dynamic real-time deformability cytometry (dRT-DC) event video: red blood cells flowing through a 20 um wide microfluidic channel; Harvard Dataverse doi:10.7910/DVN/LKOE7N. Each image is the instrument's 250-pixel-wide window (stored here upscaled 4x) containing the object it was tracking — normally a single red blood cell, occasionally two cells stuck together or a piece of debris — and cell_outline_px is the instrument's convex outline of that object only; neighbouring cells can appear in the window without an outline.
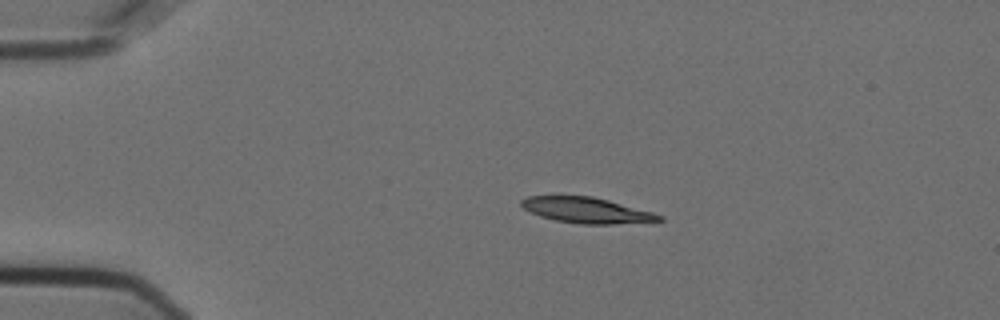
{"species": "Egyptian fruit bat (a non-hibernating species)", "species_latin": "Rousettus aegyptiacus", "temperature_condition": "cold", "stored_images_in_passage": 45, "camera_frame_rate_fps": 3000, "um_per_image_px": 0.085, "animal": {"sex": "female"}, "frame": {"image": 1, "passage_image": 1, "time_ms": 0.0, "image_size_px": [1000, 320], "cell_outline_px": [[664, 220], [612, 224], [580, 224], [556, 220], [540, 216], [524, 208], [520, 204], [520, 200], [528, 196], [592, 196], [608, 200], [652, 212], [664, 216]], "centroid_in_image_um": [49.85, 17.87], "position_along_channel_um": 35.1, "area_um2": 20.35}}
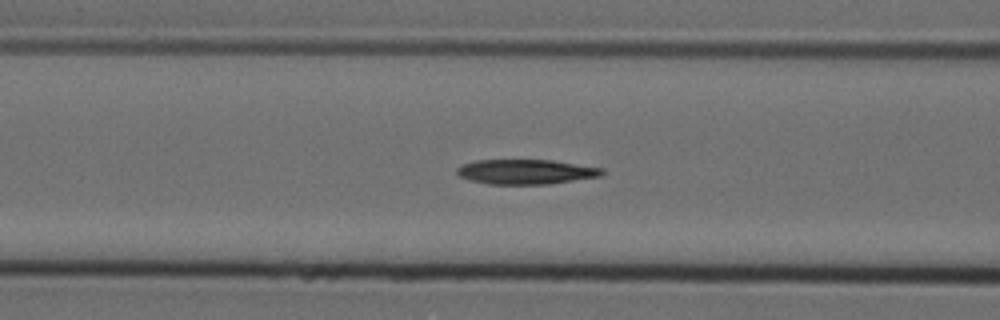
{"frame": {"image": 2, "passage_image": 12, "time_ms": 3.667, "image_size_px": [1000, 320], "cell_outline_px": [[604, 176], [548, 184], [488, 184], [468, 180], [460, 176], [456, 172], [456, 168], [464, 164], [476, 160], [552, 160], [604, 168]], "centroid_in_image_um": [44.73, 14.6], "position_along_channel_um": 121.9, "area_um2": 21.1}}
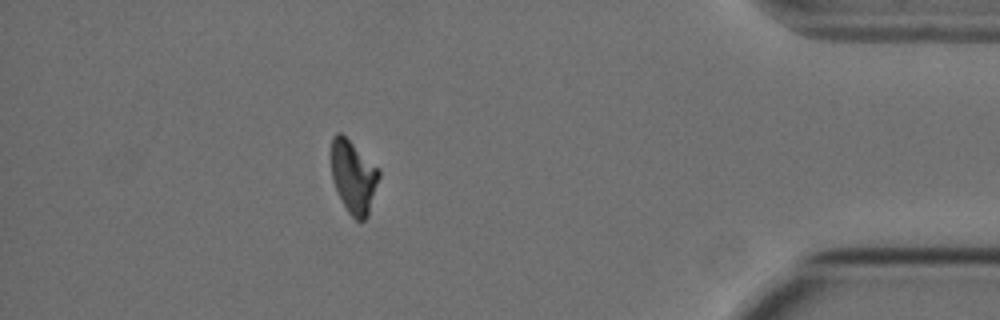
{"frame": {"image": 3, "passage_image": 39, "time_ms": 12.667, "image_size_px": [1000, 320], "cell_outline_px": [[380, 176], [368, 216], [364, 220], [356, 220], [348, 212], [332, 180], [332, 136], [336, 132], [340, 132], [380, 168]], "centroid_in_image_um": [30.07, 15.01], "position_along_channel_um": 405.1, "area_um2": 20.11}, "authors_computed_cell_mechanics": {"area_um2": 19.5942, "velocity_mm_per_s": 2.5106, "shape_relaxation_time_tau1_ms": 1.7783, "shape_relaxation_time_tau2_ms": null, "deformation_change_tau1": 0.3756, "deformation_change_tau2": null}}